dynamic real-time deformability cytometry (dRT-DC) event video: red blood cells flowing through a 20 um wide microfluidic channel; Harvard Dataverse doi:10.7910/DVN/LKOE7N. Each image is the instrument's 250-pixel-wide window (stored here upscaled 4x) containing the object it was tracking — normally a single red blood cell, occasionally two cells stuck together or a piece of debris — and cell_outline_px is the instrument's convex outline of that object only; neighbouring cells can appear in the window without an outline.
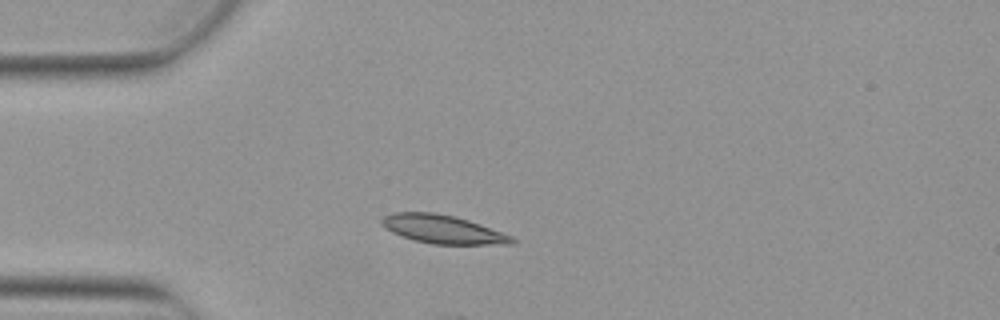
{"species": "Egyptian fruit bat (a non-hibernating species)", "species_latin": "Rousettus aegyptiacus", "temperature_condition": "warm", "stored_images_in_passage": 2, "camera_frame_rate_fps": 3000, "um_per_image_px": 0.085, "animal": {"sex": "female"}, "frame": {"image": 1, "passage_image": 1, "time_ms": 0.0, "image_size_px": [1000, 320], "cell_outline_px": [[516, 244], [432, 244], [412, 240], [392, 232], [380, 224], [380, 220], [384, 216], [396, 212], [436, 212], [456, 216], [480, 224], [512, 236], [516, 240]], "centroid_in_image_um": [37.63, 19.48], "position_along_channel_um": 47.4, "area_um2": 21.68}}